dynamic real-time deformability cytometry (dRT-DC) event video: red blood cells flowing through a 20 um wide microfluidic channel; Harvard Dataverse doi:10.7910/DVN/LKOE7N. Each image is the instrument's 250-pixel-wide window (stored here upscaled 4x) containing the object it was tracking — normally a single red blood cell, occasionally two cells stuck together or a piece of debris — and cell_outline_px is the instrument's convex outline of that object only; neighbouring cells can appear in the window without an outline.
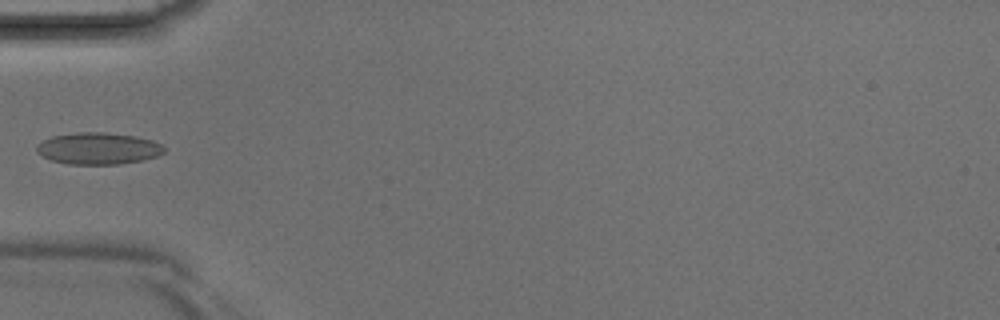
{"species": "Egyptian fruit bat (a non-hibernating species)", "species_latin": "Rousettus aegyptiacus", "temperature_condition": "room temperature", "stored_images_in_passage": 4, "camera_frame_rate_fps": 3000, "um_per_image_px": 0.085, "animal": {"sex": "male"}, "frame": {"image": 1, "passage_image": 4, "time_ms": 1.0, "image_size_px": [1000, 320], "cell_outline_px": [[164, 152], [156, 156], [140, 160], [120, 164], [68, 164], [52, 160], [40, 156], [36, 152], [36, 144], [52, 136], [76, 132], [104, 132], [136, 136], [152, 140], [160, 144], [164, 148]], "centroid_in_image_um": [8.3, 12.61], "position_along_channel_um": 76.7, "area_um2": 23.58}}